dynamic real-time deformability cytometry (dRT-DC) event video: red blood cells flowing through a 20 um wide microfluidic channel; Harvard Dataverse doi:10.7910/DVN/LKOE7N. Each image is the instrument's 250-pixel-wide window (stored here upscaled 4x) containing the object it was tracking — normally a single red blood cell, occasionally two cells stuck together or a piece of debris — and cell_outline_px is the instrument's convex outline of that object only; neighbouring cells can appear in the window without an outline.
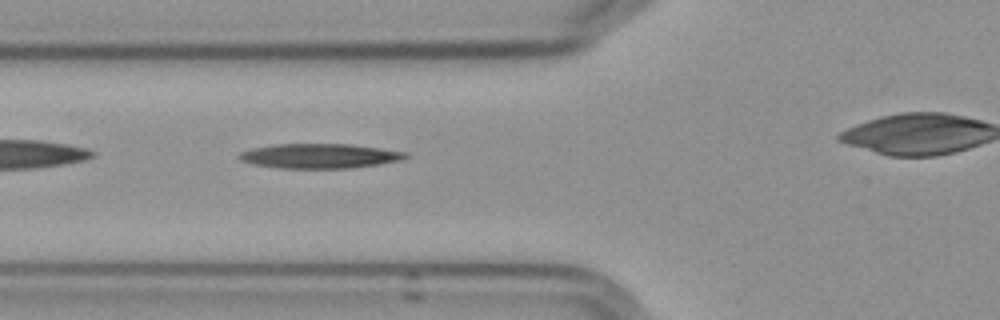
{"species": "Egyptian fruit bat (a non-hibernating species)", "species_latin": "Rousettus aegyptiacus", "temperature_condition": "cold", "stored_images_in_passage": 34, "camera_frame_rate_fps": 3000, "um_per_image_px": 0.085, "frame": {"image": 1, "passage_image": 6, "time_ms": 1.667, "image_size_px": [1000, 320], "cell_outline_px": [[408, 156], [400, 160], [380, 164], [348, 168], [280, 168], [252, 164], [240, 160], [236, 156], [240, 152], [252, 148], [272, 144], [348, 144], [380, 148], [408, 152]], "centroid_in_image_um": [27.12, 13.25], "position_along_channel_um": 98.7, "area_um2": 23.93}}
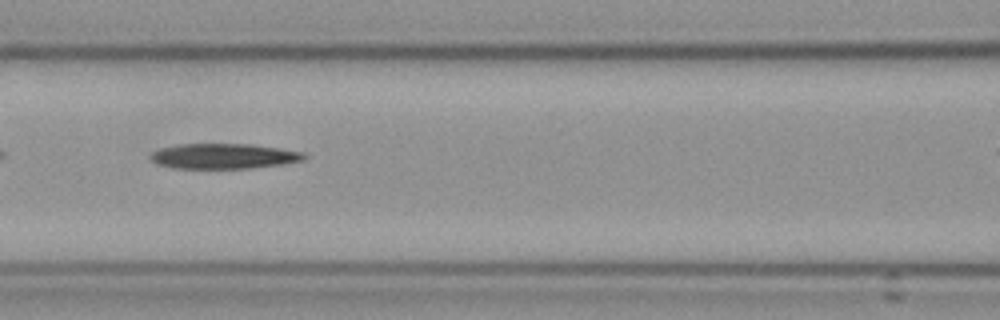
{"frame": {"image": 2, "passage_image": 10, "time_ms": 3.0, "image_size_px": [1000, 320], "cell_outline_px": [[308, 156], [304, 160], [280, 164], [248, 168], [176, 168], [156, 164], [148, 156], [152, 152], [160, 148], [180, 144], [252, 144], [280, 148], [304, 152]], "centroid_in_image_um": [19.01, 13.26], "position_along_channel_um": 147.6, "area_um2": 22.54}}